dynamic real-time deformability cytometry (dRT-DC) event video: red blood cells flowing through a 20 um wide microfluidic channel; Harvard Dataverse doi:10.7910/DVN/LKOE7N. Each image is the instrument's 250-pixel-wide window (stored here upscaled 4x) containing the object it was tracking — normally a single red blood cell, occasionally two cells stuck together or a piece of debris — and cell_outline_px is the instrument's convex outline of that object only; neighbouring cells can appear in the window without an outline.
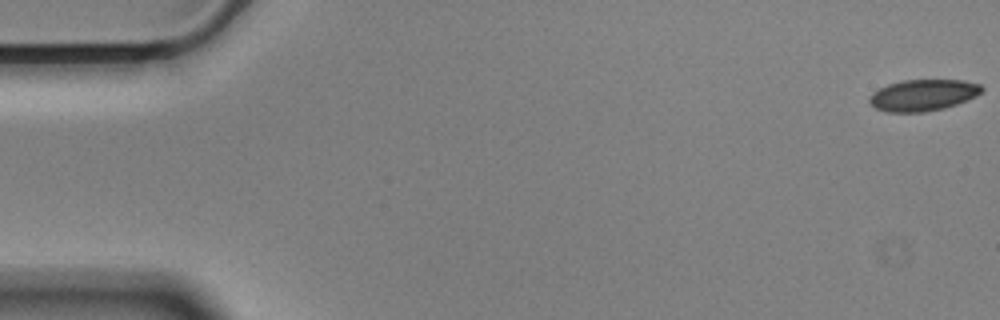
{"species": "Egyptian fruit bat (a non-hibernating species)", "species_latin": "Rousettus aegyptiacus", "temperature_condition": "cold", "stored_images_in_passage": 57, "camera_frame_rate_fps": 3000, "um_per_image_px": 0.085, "animal": {"sex": "male"}, "frame": {"image": 1, "passage_image": 1, "time_ms": 0.0, "image_size_px": [1000, 320], "cell_outline_px": [[984, 88], [976, 96], [956, 104], [944, 108], [924, 112], [884, 112], [876, 108], [868, 100], [872, 92], [888, 84], [904, 80], [964, 80], [980, 84]], "centroid_in_image_um": [78.45, 8.08], "position_along_channel_um": 6.6, "area_um2": 20.52}}
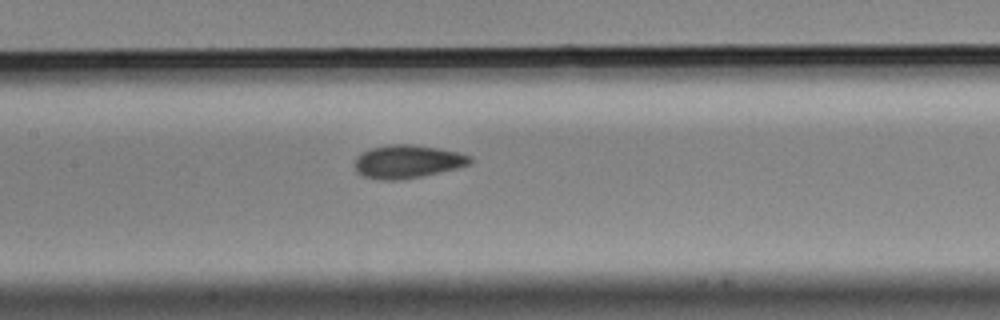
{"frame": {"image": 2, "passage_image": 27, "time_ms": 8.667, "image_size_px": [1000, 320], "cell_outline_px": [[472, 164], [440, 172], [420, 176], [396, 180], [380, 180], [364, 176], [356, 172], [356, 156], [372, 148], [388, 144], [412, 144], [436, 148], [456, 152], [472, 156]], "centroid_in_image_um": [34.64, 13.73], "position_along_channel_um": 172.8, "area_um2": 22.08}}
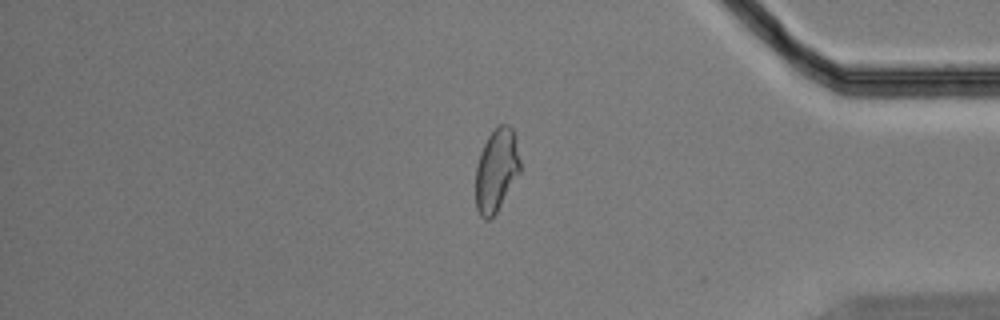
{"frame": {"image": 3, "passage_image": 48, "time_ms": 15.667, "image_size_px": [1000, 320], "cell_outline_px": [[520, 172], [496, 212], [488, 220], [484, 220], [480, 216], [476, 208], [476, 164], [480, 152], [488, 136], [500, 124], [508, 124], [512, 128], [516, 136], [520, 160]], "centroid_in_image_um": [42.19, 14.45], "position_along_channel_um": 393.0, "area_um2": 21.5}, "authors_computed_cell_mechanics": {"area_um2": 21.7906, "velocity_mm_per_s": 3.5232, "shape_relaxation_time_tau1_ms": null, "shape_relaxation_time_tau2_ms": 1.8692, "deformation_change_tau1": null, "deformation_change_tau2": 0.043}}